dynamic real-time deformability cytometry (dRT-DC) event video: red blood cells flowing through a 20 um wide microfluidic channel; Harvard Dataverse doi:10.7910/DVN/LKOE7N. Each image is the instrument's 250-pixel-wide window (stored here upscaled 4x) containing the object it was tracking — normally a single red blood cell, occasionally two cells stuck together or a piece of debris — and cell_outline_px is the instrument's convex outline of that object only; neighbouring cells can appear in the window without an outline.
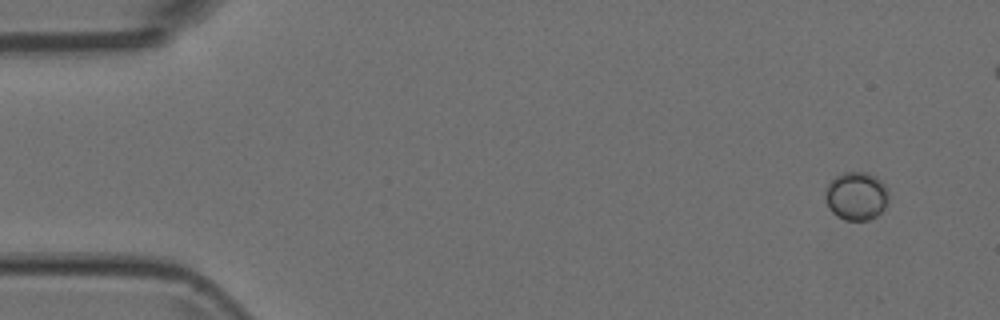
{"species": "Egyptian fruit bat (a non-hibernating species)", "species_latin": "Rousettus aegyptiacus", "temperature_condition": "room temperature", "stored_images_in_passage": 7, "camera_frame_rate_fps": 3000, "um_per_image_px": 0.085, "animal": {"sex": "female"}, "frame": {"image": 1, "passage_image": 1, "time_ms": 0.0, "image_size_px": [1000, 320], "cell_outline_px": [[888, 196], [884, 208], [876, 216], [868, 220], [844, 220], [836, 216], [828, 208], [824, 200], [824, 188], [836, 176], [844, 172], [868, 172], [876, 176], [888, 188]], "centroid_in_image_um": [72.75, 16.65], "position_along_channel_um": 12.2, "area_um2": 18.09}}
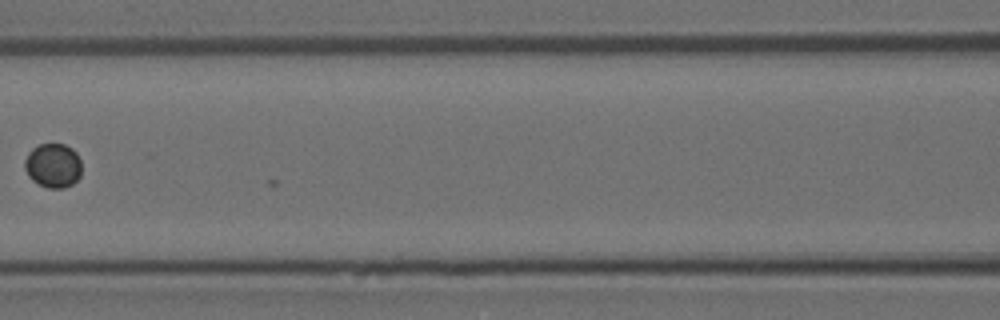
{"frame": {"image": 2, "passage_image": 7, "time_ms": 2.0, "image_size_px": [1000, 320], "cell_outline_px": [[80, 176], [72, 184], [64, 188], [48, 188], [32, 180], [28, 176], [24, 168], [24, 160], [28, 152], [32, 148], [40, 144], [64, 144], [72, 148], [76, 152], [80, 160]], "centroid_in_image_um": [4.49, 14.06], "position_along_channel_um": 162.1, "area_um2": 14.74}}